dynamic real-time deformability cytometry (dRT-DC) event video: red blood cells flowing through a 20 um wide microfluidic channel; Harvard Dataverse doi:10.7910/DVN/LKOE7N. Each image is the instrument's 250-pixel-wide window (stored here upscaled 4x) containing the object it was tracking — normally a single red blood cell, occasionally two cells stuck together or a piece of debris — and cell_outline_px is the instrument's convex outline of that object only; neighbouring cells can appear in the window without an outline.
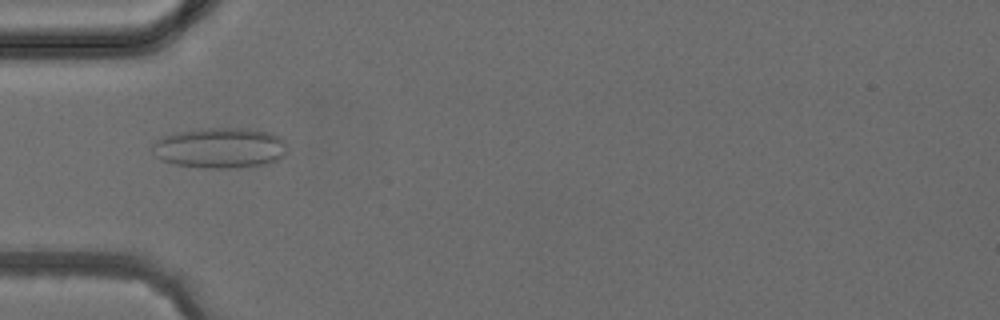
{"species": "common noctule bat (a hibernating species)", "species_latin": "Nyctalus noctula", "temperature_condition": "cold", "stored_images_in_passage": 3, "camera_frame_rate_fps": 3000, "um_per_image_px": 0.085, "animal": {"sex": "female", "body_mass_g": 24.6, "forearm_length_mm": 56.2}, "frame": {"image": 1, "passage_image": 3, "time_ms": 2.333, "image_size_px": [1000, 320], "cell_outline_px": [[288, 152], [284, 156], [268, 164], [236, 168], [200, 168], [176, 164], [160, 160], [152, 152], [152, 144], [156, 140], [164, 136], [180, 132], [200, 128], [244, 128], [272, 132], [280, 136], [284, 140], [288, 148]], "centroid_in_image_um": [18.74, 12.57], "position_along_channel_um": 66.3, "area_um2": 32.31}}